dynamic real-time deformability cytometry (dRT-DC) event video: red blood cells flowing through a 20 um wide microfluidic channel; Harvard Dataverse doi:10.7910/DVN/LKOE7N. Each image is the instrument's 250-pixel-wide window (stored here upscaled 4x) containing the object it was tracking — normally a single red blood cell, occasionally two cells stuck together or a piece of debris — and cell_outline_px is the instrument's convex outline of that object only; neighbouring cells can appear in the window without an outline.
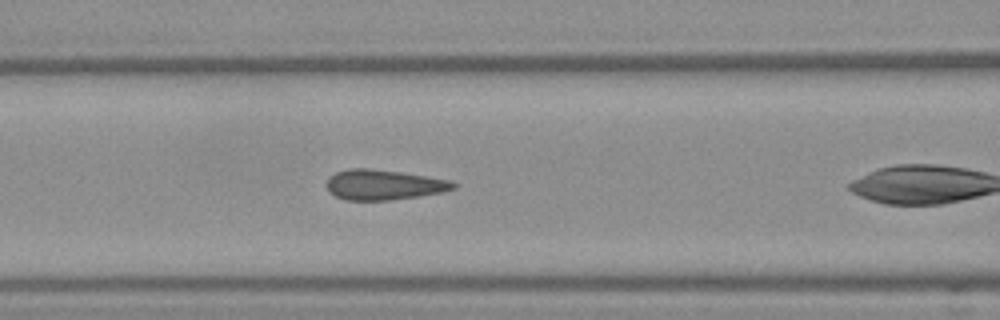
{"species": "Egyptian fruit bat (a non-hibernating species)", "species_latin": "Rousettus aegyptiacus", "temperature_condition": "warm", "stored_images_in_passage": 34, "camera_frame_rate_fps": 3000, "um_per_image_px": 0.085, "frame": {"image": 1, "passage_image": 7, "time_ms": 2.0, "image_size_px": [1000, 320], "cell_outline_px": [[456, 188], [444, 192], [388, 200], [344, 200], [328, 192], [328, 176], [336, 172], [348, 168], [368, 168], [400, 172], [448, 180], [456, 184]], "centroid_in_image_um": [32.57, 15.7], "position_along_channel_um": 134.0, "area_um2": 22.08}}
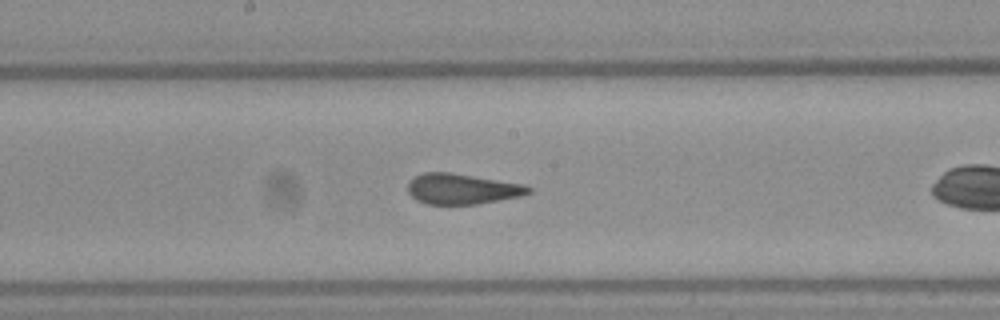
{"frame": {"image": 2, "passage_image": 12, "time_ms": 3.667, "image_size_px": [1000, 320], "cell_outline_px": [[532, 192], [520, 196], [476, 204], [428, 204], [416, 200], [408, 192], [408, 184], [416, 176], [424, 172], [452, 172], [524, 184], [532, 188]], "centroid_in_image_um": [39.29, 16.05], "position_along_channel_um": 208.9, "area_um2": 21.39}}
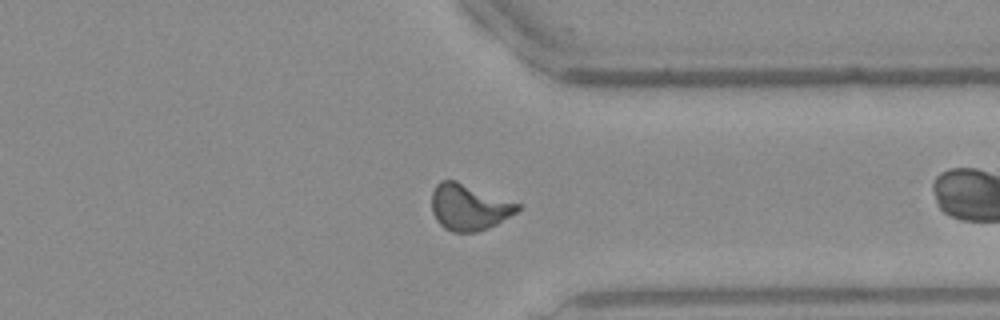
{"frame": {"image": 3, "passage_image": 23, "time_ms": 7.333, "image_size_px": [1000, 320], "cell_outline_px": [[520, 208], [516, 212], [496, 224], [488, 228], [476, 232], [452, 232], [444, 228], [436, 220], [432, 212], [432, 192], [436, 184], [440, 180], [456, 180], [520, 204]], "centroid_in_image_um": [39.83, 17.61], "position_along_channel_um": 371.6, "area_um2": 23.0}}